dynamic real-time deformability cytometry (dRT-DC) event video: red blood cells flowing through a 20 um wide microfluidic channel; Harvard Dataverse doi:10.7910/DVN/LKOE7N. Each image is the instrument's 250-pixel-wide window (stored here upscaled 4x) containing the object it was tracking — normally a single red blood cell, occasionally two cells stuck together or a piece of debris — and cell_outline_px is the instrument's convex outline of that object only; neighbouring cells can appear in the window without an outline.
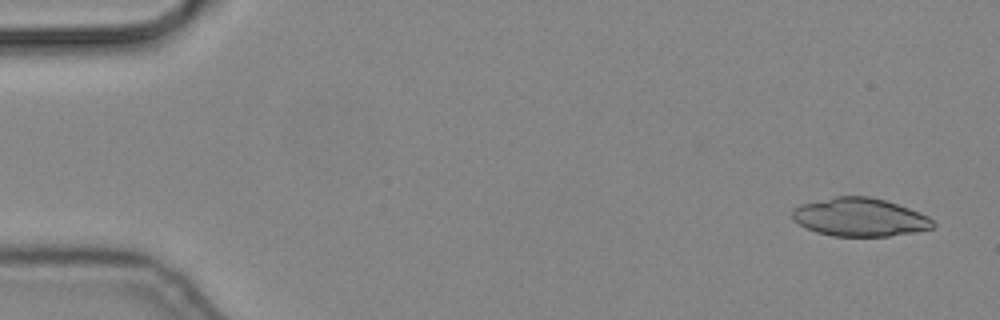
{"species": "common noctule bat (a hibernating species)", "species_latin": "Nyctalus noctula", "temperature_condition": "cold", "stored_images_in_passage": 55, "camera_frame_rate_fps": 3000, "um_per_image_px": 0.085, "animal": {"sex": "male", "body_mass_g": 19.2, "forearm_length_mm": 51.8}, "frame": {"image": 1, "passage_image": 3, "time_ms": 0.667, "image_size_px": [1000, 320], "cell_outline_px": [[936, 224], [932, 228], [916, 232], [888, 236], [832, 236], [816, 232], [792, 220], [792, 208], [800, 204], [836, 196], [868, 196], [884, 200], [908, 208], [928, 216]], "centroid_in_image_um": [73.06, 18.46], "position_along_channel_um": 11.9, "area_um2": 31.33}}